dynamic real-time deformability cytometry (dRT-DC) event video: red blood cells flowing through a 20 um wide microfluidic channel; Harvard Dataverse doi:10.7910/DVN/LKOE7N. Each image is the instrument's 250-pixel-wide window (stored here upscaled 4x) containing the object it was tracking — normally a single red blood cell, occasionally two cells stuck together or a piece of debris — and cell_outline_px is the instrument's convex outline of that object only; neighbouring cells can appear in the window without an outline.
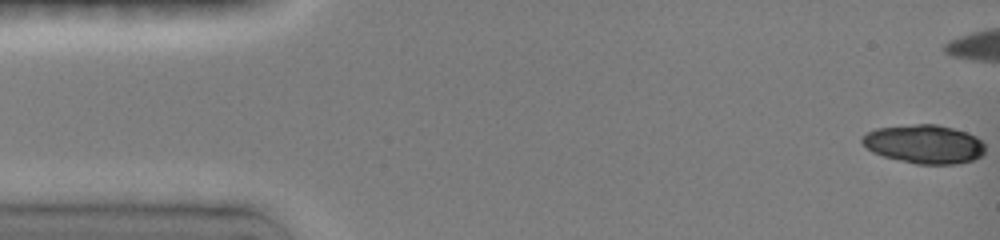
{"species": "common noctule bat (a hibernating species)", "species_latin": "Nyctalus noctula", "temperature_condition": "room temperature", "stored_images_in_passage": 9, "camera_frame_rate_fps": 3000, "um_per_image_px": 0.085, "animal": {"sex": "female", "body_mass_g": 19.0, "forearm_length_mm": 51.5}, "frame": {"image": 1, "passage_image": 1, "time_ms": 0.0, "image_size_px": [1000, 240], "cell_outline_px": [[984, 152], [980, 156], [972, 160], [956, 164], [916, 164], [884, 156], [872, 152], [860, 140], [860, 136], [876, 128], [916, 124], [936, 124], [952, 128], [976, 136], [984, 144]], "centroid_in_image_um": [78.54, 12.25], "position_along_channel_um": 6.5, "area_um2": 27.57}}